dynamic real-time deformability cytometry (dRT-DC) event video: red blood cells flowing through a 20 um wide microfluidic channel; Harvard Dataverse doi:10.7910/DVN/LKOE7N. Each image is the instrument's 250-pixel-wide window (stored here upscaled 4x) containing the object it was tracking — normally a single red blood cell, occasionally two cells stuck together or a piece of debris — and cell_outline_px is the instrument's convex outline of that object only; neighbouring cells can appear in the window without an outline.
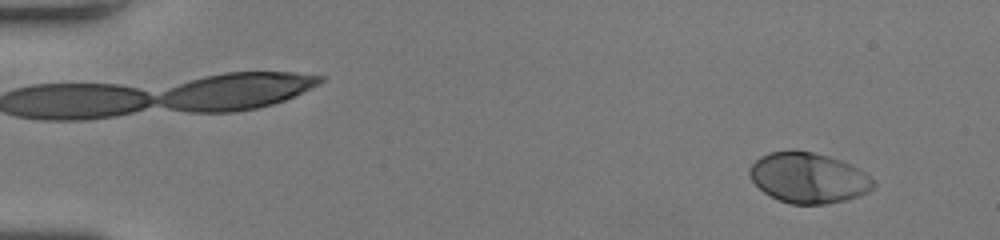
{"species": "human", "species_latin": "Homo sapiens", "temperature_condition": "room temperature", "stored_images_in_passage": 52, "camera_frame_rate_fps": 3000, "um_per_image_px": 0.085, "donor": {"sex": "female"}, "frame": {"image": 1, "passage_image": 4, "time_ms": 1.0, "image_size_px": [1000, 240], "cell_outline_px": [[876, 188], [860, 196], [848, 200], [828, 204], [788, 204], [764, 192], [748, 176], [748, 168], [760, 156], [768, 152], [792, 148], [812, 152], [828, 156], [840, 160], [864, 172], [876, 180]], "centroid_in_image_um": [68.72, 15.11], "position_along_channel_um": 16.3, "area_um2": 36.93}}
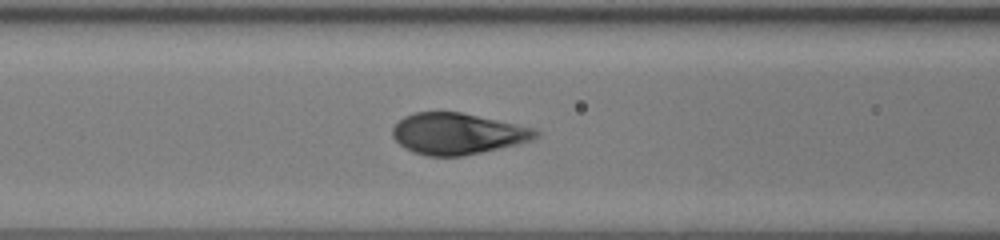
{"frame": {"image": 2, "passage_image": 23, "time_ms": 7.333, "image_size_px": [1000, 240], "cell_outline_px": [[540, 136], [532, 140], [516, 144], [480, 152], [460, 156], [428, 156], [412, 152], [404, 148], [392, 136], [392, 128], [404, 116], [416, 112], [460, 112], [536, 128], [540, 132]], "centroid_in_image_um": [38.89, 11.36], "position_along_channel_um": 127.7, "area_um2": 34.28}}
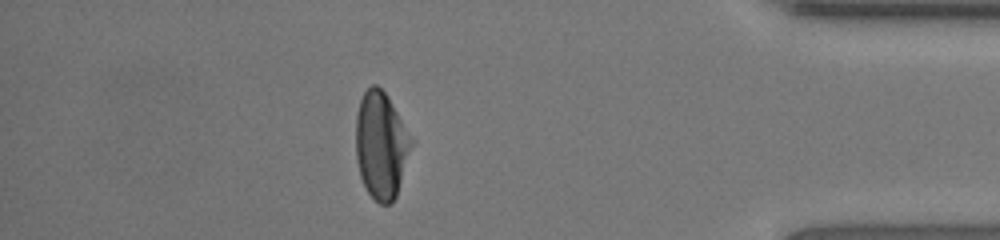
{"frame": {"image": 3, "passage_image": 46, "time_ms": 15.0, "image_size_px": [1000, 240], "cell_outline_px": [[412, 144], [396, 196], [388, 204], [380, 204], [368, 192], [360, 176], [356, 160], [356, 116], [360, 100], [364, 92], [372, 84], [376, 84], [384, 92], [396, 112], [412, 140]], "centroid_in_image_um": [32.35, 12.35], "position_along_channel_um": 402.8, "area_um2": 33.76}, "authors_computed_cell_mechanics": {"area_um2": 35.9805, "velocity_mm_per_s": 4.0402, "shape_relaxation_time_tau1_ms": 2.6797, "shape_relaxation_time_tau2_ms": null, "deformation_change_tau1": 0.1843, "deformation_change_tau2": null}}